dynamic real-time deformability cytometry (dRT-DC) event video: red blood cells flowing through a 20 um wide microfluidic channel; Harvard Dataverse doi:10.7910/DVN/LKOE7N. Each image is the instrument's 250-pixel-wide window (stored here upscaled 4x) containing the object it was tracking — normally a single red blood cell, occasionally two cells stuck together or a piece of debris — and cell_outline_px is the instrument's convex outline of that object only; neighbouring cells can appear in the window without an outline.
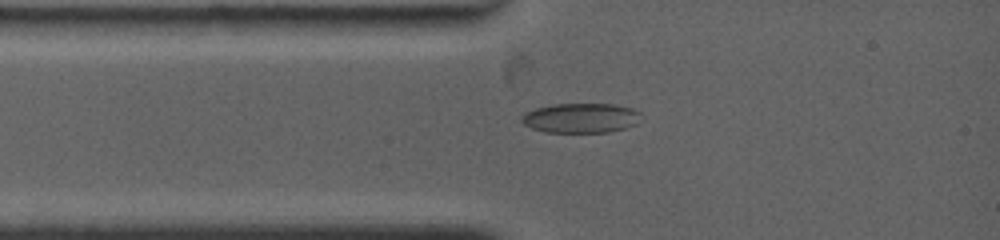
{"species": "common noctule bat (a hibernating species)", "species_latin": "Nyctalus noctula", "temperature_condition": "warm", "stored_images_in_passage": 36, "camera_frame_rate_fps": 4500, "um_per_image_px": 0.085, "animal": {"sex": "female", "body_mass_g": 19.0, "forearm_length_mm": 53.3}, "frame": {"image": 1, "passage_image": 3, "time_ms": 1.111, "image_size_px": [1000, 240], "cell_outline_px": [[640, 112], [636, 124], [624, 128], [608, 132], [544, 132], [532, 128], [524, 124], [520, 120], [520, 116], [524, 112], [536, 108], [556, 104], [616, 104], [632, 108]], "centroid_in_image_um": [49.33, 10.03], "position_along_channel_um": 35.7, "area_um2": 20.63}}
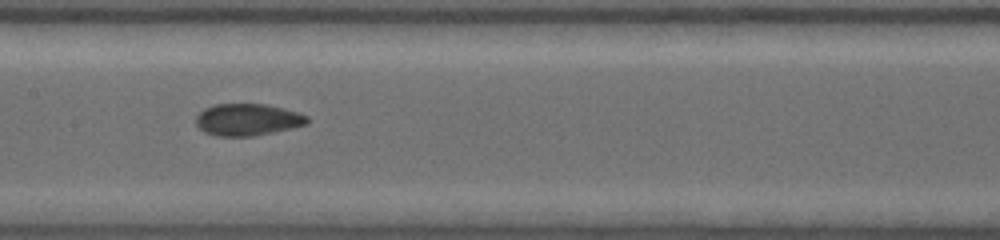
{"frame": {"image": 2, "passage_image": 11, "time_ms": 5.111, "image_size_px": [1000, 240], "cell_outline_px": [[308, 124], [292, 128], [252, 136], [216, 136], [204, 132], [196, 124], [196, 116], [204, 108], [216, 104], [264, 104], [284, 108], [308, 116]], "centroid_in_image_um": [21.03, 10.17], "position_along_channel_um": 186.4, "area_um2": 20.63}}
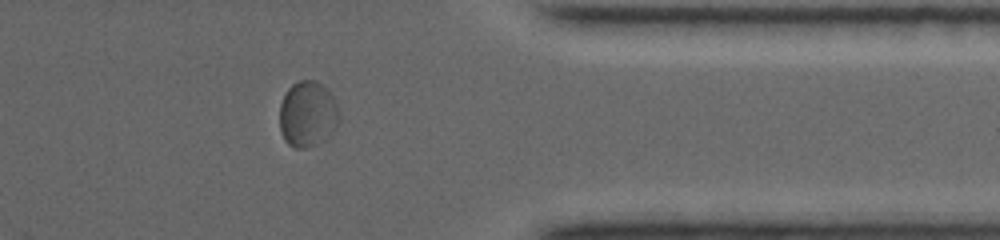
{"frame": {"image": 3, "passage_image": 22, "time_ms": 10.667, "image_size_px": [1000, 240], "cell_outline_px": [[340, 120], [336, 128], [324, 140], [316, 144], [304, 148], [296, 148], [288, 144], [284, 140], [280, 128], [280, 104], [288, 88], [292, 84], [300, 80], [316, 80], [324, 84], [328, 88], [340, 112]], "centroid_in_image_um": [26.17, 9.68], "position_along_channel_um": 385.2, "area_um2": 23.12}, "authors_computed_cell_mechanics": {"area_um2": 22.0796, "velocity_mm_per_s": 3.8057, "shape_relaxation_time_tau1_ms": null, "shape_relaxation_time_tau2_ms": 1.6819, "deformation_change_tau1": null, "deformation_change_tau2": 0.0545}}